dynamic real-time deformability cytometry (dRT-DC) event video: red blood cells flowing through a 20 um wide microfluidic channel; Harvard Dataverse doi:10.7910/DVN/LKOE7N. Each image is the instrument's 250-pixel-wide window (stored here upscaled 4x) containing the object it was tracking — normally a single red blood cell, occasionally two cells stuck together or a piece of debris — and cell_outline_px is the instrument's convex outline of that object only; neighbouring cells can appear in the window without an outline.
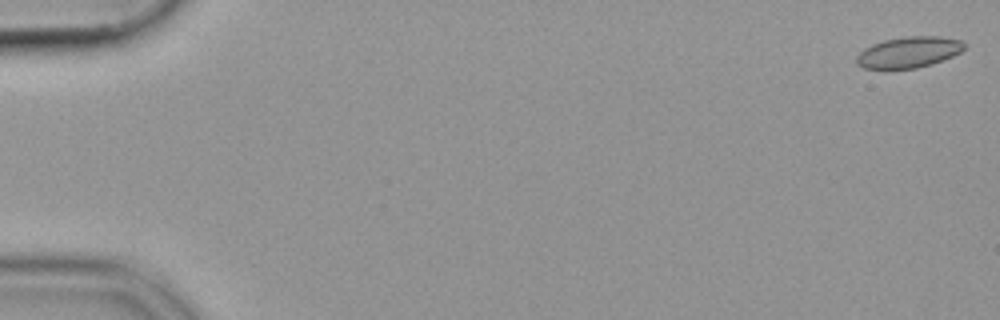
{"species": "common noctule bat (a hibernating species)", "species_latin": "Nyctalus noctula", "temperature_condition": "cold", "stored_images_in_passage": 54, "camera_frame_rate_fps": 3000, "um_per_image_px": 0.085, "animal": {"sex": "female", "body_mass_g": 19.9}, "frame": {"image": 1, "passage_image": 1, "time_ms": 0.0, "image_size_px": [1000, 320], "cell_outline_px": [[964, 48], [960, 52], [952, 56], [932, 64], [916, 68], [888, 72], [884, 72], [864, 68], [856, 64], [856, 56], [864, 48], [872, 44], [884, 40], [908, 36], [940, 36], [960, 40], [964, 44]], "centroid_in_image_um": [77.16, 4.49], "position_along_channel_um": 7.8, "area_um2": 20.11}}
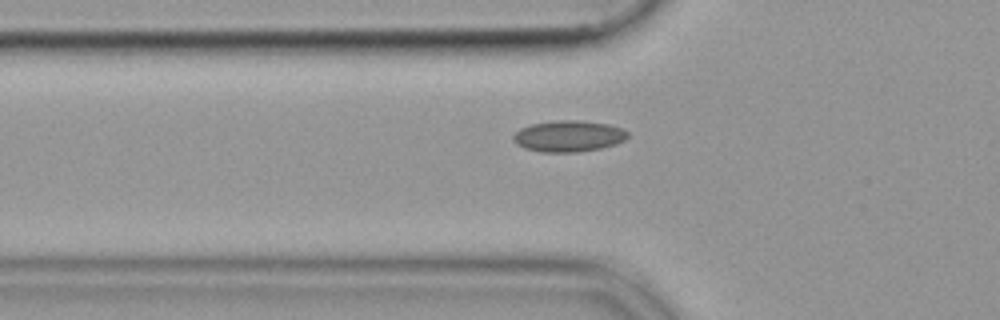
{"frame": {"image": 2, "passage_image": 19, "time_ms": 6.0, "image_size_px": [1000, 320], "cell_outline_px": [[628, 136], [624, 140], [616, 144], [600, 148], [576, 152], [540, 152], [524, 148], [516, 144], [512, 140], [512, 136], [520, 128], [532, 124], [556, 120], [580, 120], [608, 124], [620, 128], [628, 132]], "centroid_in_image_um": [48.3, 11.57], "position_along_channel_um": 77.5, "area_um2": 20.87}}
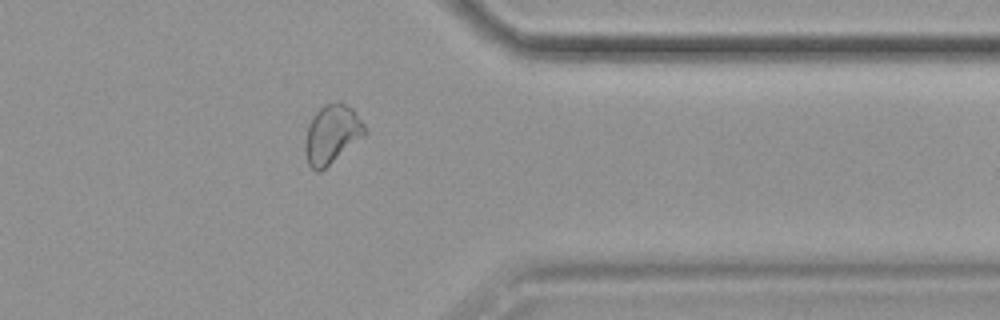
{"frame": {"image": 3, "passage_image": 44, "time_ms": 14.333, "image_size_px": [1000, 320], "cell_outline_px": [[368, 132], [364, 136], [320, 172], [316, 172], [308, 164], [304, 152], [304, 144], [308, 124], [312, 116], [324, 104], [336, 100], [340, 100], [352, 108], [368, 128]], "centroid_in_image_um": [28.21, 11.38], "position_along_channel_um": 383.2, "area_um2": 20.81}}